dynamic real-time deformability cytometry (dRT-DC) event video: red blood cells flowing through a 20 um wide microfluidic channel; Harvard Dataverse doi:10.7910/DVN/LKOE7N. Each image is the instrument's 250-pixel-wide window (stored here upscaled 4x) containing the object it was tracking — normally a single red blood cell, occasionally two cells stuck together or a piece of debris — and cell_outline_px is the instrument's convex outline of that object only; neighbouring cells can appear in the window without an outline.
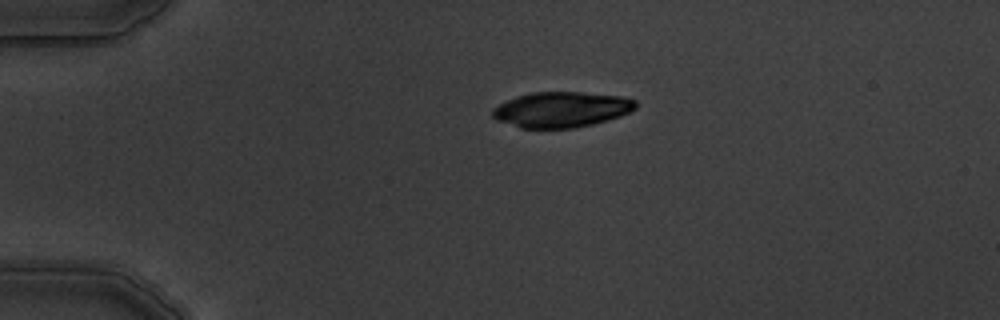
{"species": "common noctule bat (a hibernating species)", "species_latin": "Nyctalus noctula", "temperature_condition": "warm", "stored_images_in_passage": 2, "camera_frame_rate_fps": 3000, "um_per_image_px": 0.085, "animal": {"sex": "male", "body_mass_g": 19.5, "forearm_length_mm": 54.6}, "frame": {"image": 1, "passage_image": 1, "time_ms": 0.0, "image_size_px": [1000, 320], "cell_outline_px": [[636, 108], [620, 116], [608, 120], [592, 124], [572, 128], [520, 128], [496, 120], [492, 116], [492, 108], [516, 96], [532, 92], [580, 92], [620, 96], [636, 100]], "centroid_in_image_um": [47.7, 9.31], "position_along_channel_um": 37.3, "area_um2": 29.54}}